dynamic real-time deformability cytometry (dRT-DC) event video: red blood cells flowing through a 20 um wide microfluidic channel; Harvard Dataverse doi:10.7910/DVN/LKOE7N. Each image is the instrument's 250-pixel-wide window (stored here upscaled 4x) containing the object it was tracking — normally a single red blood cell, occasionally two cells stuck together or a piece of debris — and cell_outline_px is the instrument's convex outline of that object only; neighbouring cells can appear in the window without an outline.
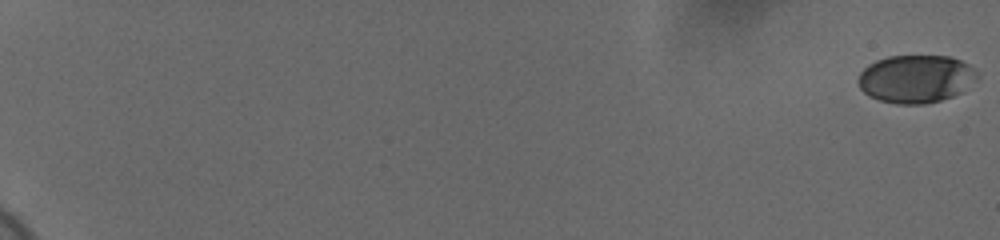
{"species": "human", "species_latin": "Homo sapiens", "temperature_condition": "cold", "stored_images_in_passage": 60, "camera_frame_rate_fps": 3000, "um_per_image_px": 0.085, "donor": {"sex": "female"}, "frame": {"image": 1, "passage_image": 1, "time_ms": 0.0, "image_size_px": [1000, 240], "cell_outline_px": [[980, 76], [960, 92], [952, 96], [940, 100], [924, 104], [896, 104], [880, 100], [868, 96], [860, 88], [860, 72], [868, 64], [876, 60], [888, 56], [952, 56], [968, 64]], "centroid_in_image_um": [77.84, 6.69], "position_along_channel_um": 7.2, "area_um2": 33.06}}
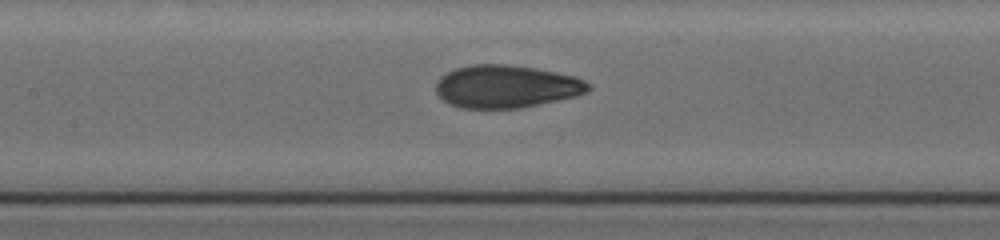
{"frame": {"image": 2, "passage_image": 33, "time_ms": 10.667, "image_size_px": [1000, 240], "cell_outline_px": [[592, 88], [588, 92], [576, 96], [540, 104], [520, 108], [460, 108], [448, 104], [436, 92], [436, 80], [440, 76], [456, 68], [472, 64], [508, 64], [536, 68], [576, 76], [584, 80]], "centroid_in_image_um": [43.03, 7.35], "position_along_channel_um": 164.4, "area_um2": 38.21}}
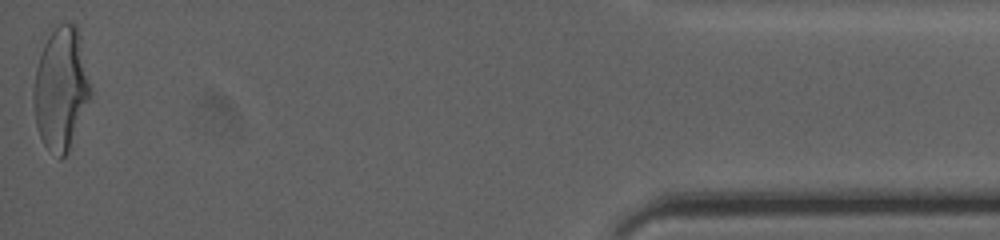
{"frame": {"image": 3, "passage_image": 60, "time_ms": 19.667, "image_size_px": [1000, 240], "cell_outline_px": [[92, 96], [68, 152], [60, 160], [44, 144], [40, 136], [36, 124], [32, 100], [32, 88], [36, 68], [48, 28], [72, 20], [76, 24], [92, 88]], "centroid_in_image_um": [5.17, 7.49], "position_along_channel_um": 430.0, "area_um2": 41.44}, "authors_computed_cell_mechanics": {"area_um2": 37.1654, "velocity_mm_per_s": 3.7123, "shape_relaxation_time_tau1_ms": 4.2628, "shape_relaxation_time_tau2_ms": 1.0375, "deformation_change_tau1": 0.1868, "deformation_change_tau2": 0.057}}